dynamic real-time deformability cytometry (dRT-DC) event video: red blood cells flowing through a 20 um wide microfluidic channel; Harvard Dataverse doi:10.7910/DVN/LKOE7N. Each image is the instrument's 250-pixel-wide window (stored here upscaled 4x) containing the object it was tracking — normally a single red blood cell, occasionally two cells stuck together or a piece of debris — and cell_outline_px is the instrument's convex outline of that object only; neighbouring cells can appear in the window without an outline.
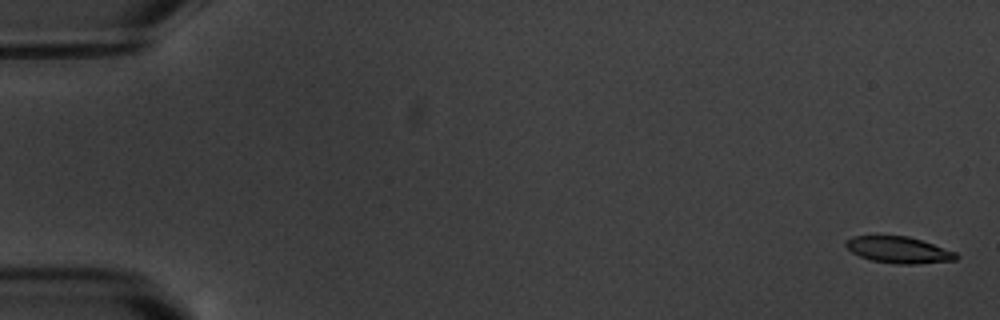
{"species": "common noctule bat (a hibernating species)", "species_latin": "Nyctalus noctula", "temperature_condition": "warm", "stored_images_in_passage": 6, "camera_frame_rate_fps": 3000, "um_per_image_px": 0.085, "animal": {"sex": "male", "body_mass_g": 20.1, "forearm_length_mm": 53.5}, "frame": {"image": 1, "passage_image": 1, "time_ms": 0.0, "image_size_px": [1000, 320], "cell_outline_px": [[960, 256], [956, 260], [916, 264], [896, 264], [872, 260], [860, 256], [852, 252], [844, 244], [844, 240], [852, 236], [908, 236], [956, 252]], "centroid_in_image_um": [76.38, 21.24], "position_along_channel_um": 8.6, "area_um2": 16.94}}
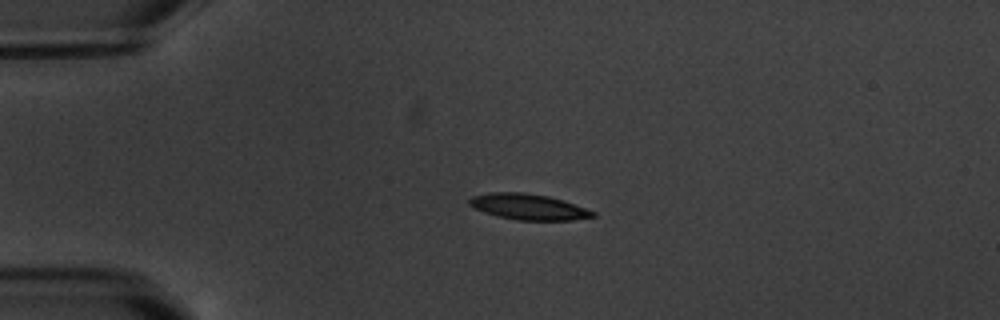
{"frame": {"image": 2, "passage_image": 5, "time_ms": 4.333, "image_size_px": [1000, 320], "cell_outline_px": [[596, 216], [572, 220], [516, 220], [496, 216], [484, 212], [468, 204], [468, 200], [472, 196], [492, 192], [524, 192], [548, 196], [596, 212]], "centroid_in_image_um": [44.87, 17.58], "position_along_channel_um": 40.1, "area_um2": 18.38}}